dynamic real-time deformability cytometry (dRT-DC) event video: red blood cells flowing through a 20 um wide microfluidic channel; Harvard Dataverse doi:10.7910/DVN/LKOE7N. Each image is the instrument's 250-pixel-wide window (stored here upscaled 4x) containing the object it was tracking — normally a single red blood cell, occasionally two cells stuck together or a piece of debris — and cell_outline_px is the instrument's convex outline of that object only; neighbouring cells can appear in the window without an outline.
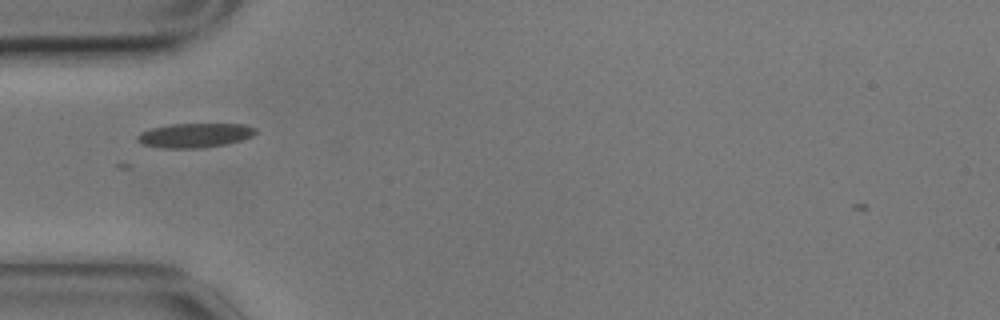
{"species": "common noctule bat (a hibernating species)", "species_latin": "Nyctalus noctula", "temperature_condition": "cold", "stored_images_in_passage": 34, "camera_frame_rate_fps": 3000, "um_per_image_px": 0.085, "animal": {"sex": "male", "body_mass_g": 17.9}, "frame": {"image": 1, "passage_image": 1, "time_ms": 0.0, "image_size_px": [1000, 320], "cell_outline_px": [[256, 132], [252, 136], [240, 140], [224, 144], [200, 148], [160, 148], [144, 144], [136, 140], [136, 136], [140, 132], [152, 128], [168, 124], [244, 124], [256, 128]], "centroid_in_image_um": [16.52, 11.5], "position_along_channel_um": 68.5, "area_um2": 16.7}}
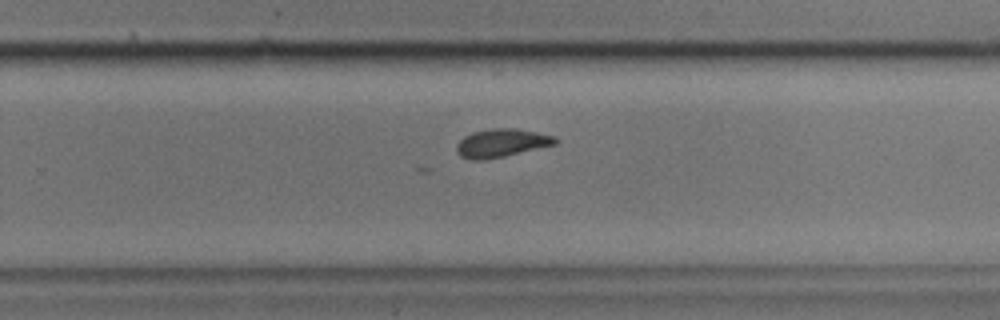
{"frame": {"image": 2, "passage_image": 20, "time_ms": 6.333, "image_size_px": [1000, 320], "cell_outline_px": [[556, 144], [504, 156], [484, 160], [472, 160], [460, 156], [456, 152], [456, 144], [464, 136], [472, 132], [492, 128], [516, 128], [556, 136]], "centroid_in_image_um": [42.59, 12.15], "position_along_channel_um": 287.2, "area_um2": 16.24}}
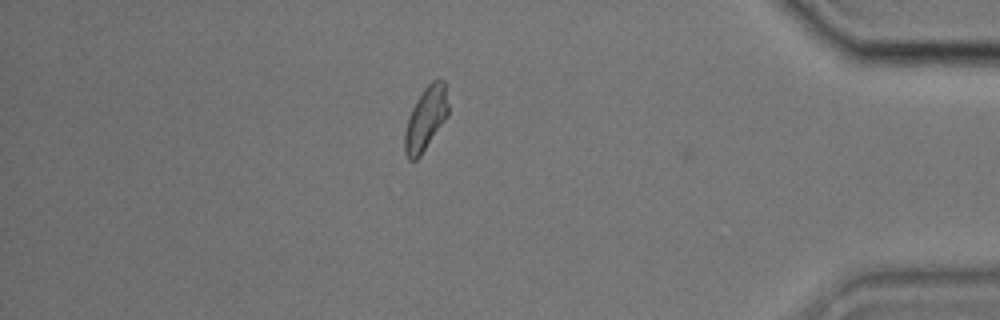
{"frame": {"image": 3, "passage_image": 33, "time_ms": 10.667, "image_size_px": [1000, 320], "cell_outline_px": [[448, 116], [420, 156], [416, 160], [408, 160], [404, 152], [404, 132], [408, 116], [416, 100], [424, 88], [432, 80], [444, 80], [448, 104]], "centroid_in_image_um": [36.17, 10.1], "position_along_channel_um": 399.0, "area_um2": 16.13}}